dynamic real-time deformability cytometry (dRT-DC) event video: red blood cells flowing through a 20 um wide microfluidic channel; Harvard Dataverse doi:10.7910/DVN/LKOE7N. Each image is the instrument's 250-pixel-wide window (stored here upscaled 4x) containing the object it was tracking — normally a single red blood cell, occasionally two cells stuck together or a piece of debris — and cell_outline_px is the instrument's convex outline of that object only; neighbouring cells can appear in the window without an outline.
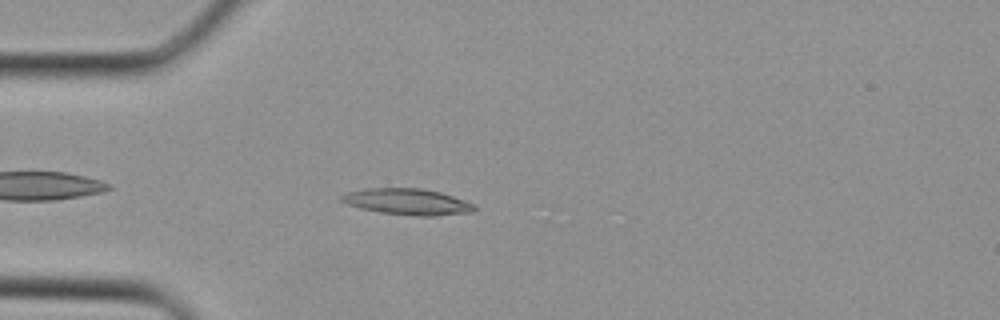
{"species": "Egyptian fruit bat (a non-hibernating species)", "species_latin": "Rousettus aegyptiacus", "temperature_condition": "cold", "stored_images_in_passage": 18, "camera_frame_rate_fps": 3000, "um_per_image_px": 0.085, "animal": {"sex": "female"}, "frame": {"image": 1, "passage_image": 4, "time_ms": 1.0, "image_size_px": [1000, 320], "cell_outline_px": [[476, 208], [472, 212], [436, 216], [420, 216], [380, 212], [360, 208], [348, 204], [340, 200], [340, 196], [344, 192], [364, 188], [420, 188], [440, 192], [476, 204]], "centroid_in_image_um": [34.61, 17.14], "position_along_channel_um": 50.4, "area_um2": 20.35}}
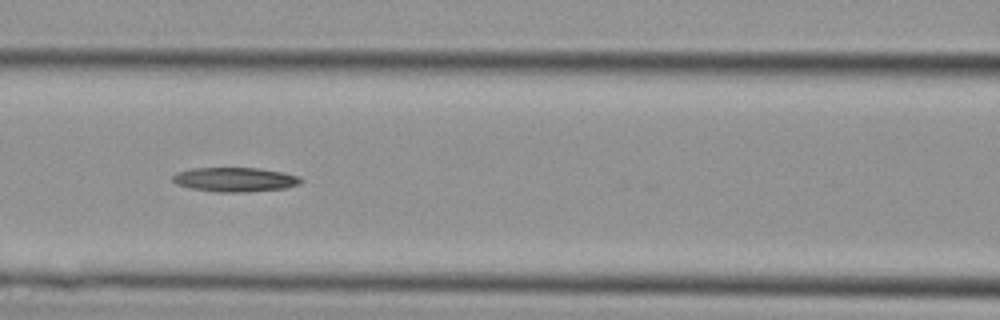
{"frame": {"image": 2, "passage_image": 10, "time_ms": 3.0, "image_size_px": [1000, 320], "cell_outline_px": [[304, 180], [300, 184], [284, 188], [240, 192], [216, 192], [192, 188], [176, 184], [172, 180], [172, 176], [180, 172], [192, 168], [260, 168], [284, 172], [300, 176]], "centroid_in_image_um": [20.02, 15.25], "position_along_channel_um": 146.6, "area_um2": 18.09}}
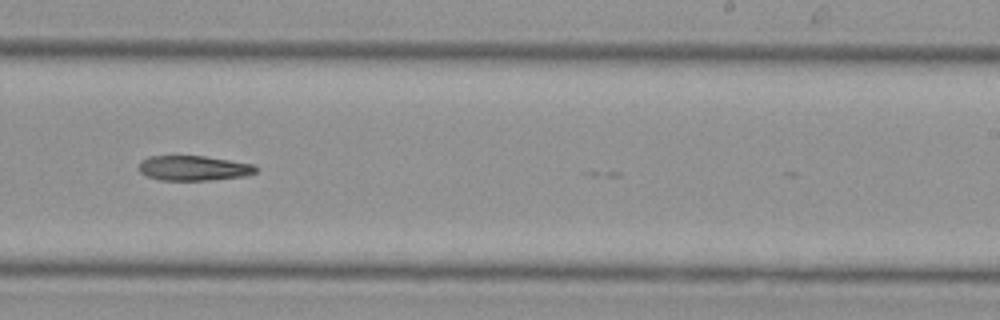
{"frame": {"image": 3, "passage_image": 17, "time_ms": 5.333, "image_size_px": [1000, 320], "cell_outline_px": [[256, 172], [248, 176], [208, 180], [160, 180], [148, 176], [140, 172], [136, 168], [140, 160], [148, 156], [204, 156], [252, 164], [256, 168]], "centroid_in_image_um": [16.4, 14.29], "position_along_channel_um": 272.6, "area_um2": 17.05}}